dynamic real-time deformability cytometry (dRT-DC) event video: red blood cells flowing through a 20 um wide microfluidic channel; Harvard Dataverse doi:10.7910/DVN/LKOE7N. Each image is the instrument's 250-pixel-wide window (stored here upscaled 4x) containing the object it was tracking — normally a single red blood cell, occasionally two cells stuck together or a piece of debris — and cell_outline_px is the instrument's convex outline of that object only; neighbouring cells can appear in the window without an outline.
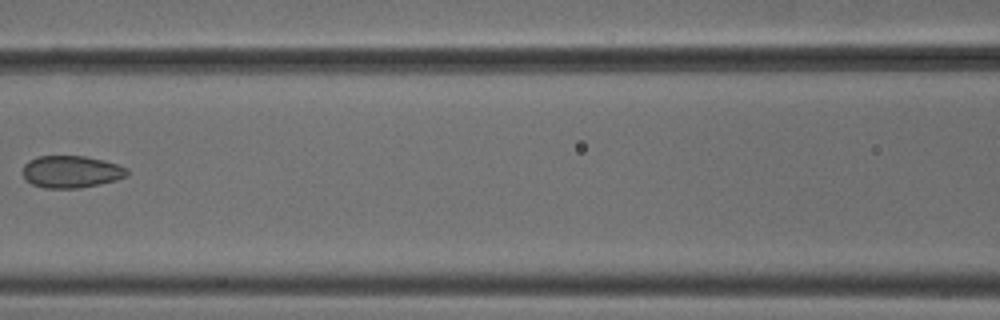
{"species": "common noctule bat (a hibernating species)", "species_latin": "Nyctalus noctula", "temperature_condition": "cold", "stored_images_in_passage": 7, "camera_frame_rate_fps": 3000, "um_per_image_px": 0.085, "animal": {"sex": "male", "body_mass_g": 18.8}, "frame": {"image": 1, "passage_image": 6, "time_ms": 1.667, "image_size_px": [1000, 320], "cell_outline_px": [[128, 172], [124, 176], [116, 180], [80, 188], [44, 188], [32, 184], [24, 176], [24, 164], [28, 160], [36, 156], [84, 156], [104, 160], [128, 168]], "centroid_in_image_um": [6.04, 14.59], "position_along_channel_um": 160.6, "area_um2": 19.42}}
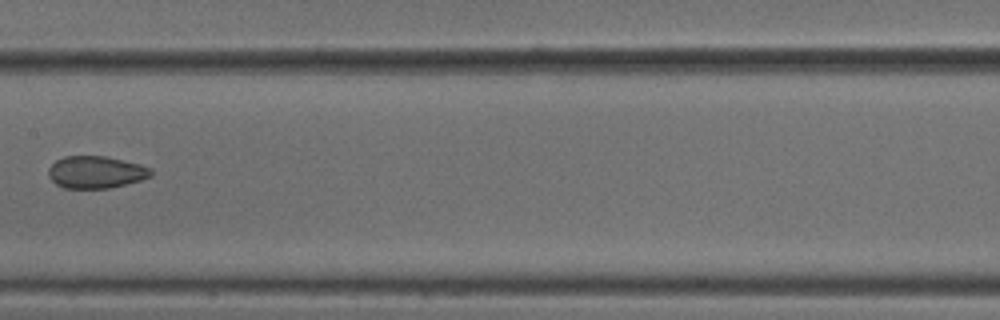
{"frame": {"image": 2, "passage_image": 7, "time_ms": 2.0, "image_size_px": [1000, 320], "cell_outline_px": [[152, 176], [140, 180], [108, 188], [64, 188], [56, 184], [48, 176], [48, 168], [56, 160], [64, 156], [104, 156], [140, 164], [152, 168]], "centroid_in_image_um": [8.14, 14.63], "position_along_channel_um": 199.3, "area_um2": 19.19}}